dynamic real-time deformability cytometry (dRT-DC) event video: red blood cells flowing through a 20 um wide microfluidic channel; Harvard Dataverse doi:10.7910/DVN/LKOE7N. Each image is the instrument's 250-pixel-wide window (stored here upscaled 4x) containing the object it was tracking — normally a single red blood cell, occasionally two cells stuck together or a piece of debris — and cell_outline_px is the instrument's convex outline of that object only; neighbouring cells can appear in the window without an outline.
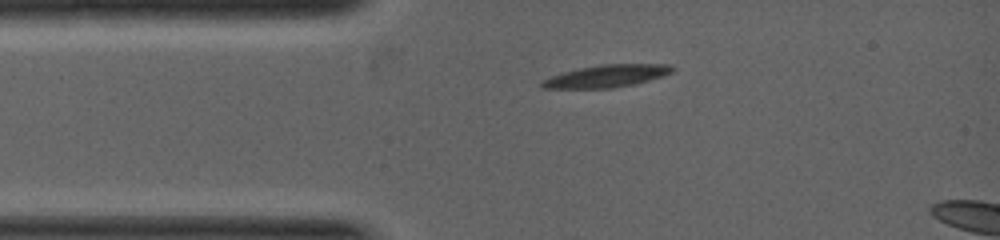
{"species": "common noctule bat (a hibernating species)", "species_latin": "Nyctalus noctula", "temperature_condition": "warm", "stored_images_in_passage": 3, "camera_frame_rate_fps": 5000, "um_per_image_px": 0.085, "animal": {"sex": "female", "body_mass_g": 19.0, "forearm_length_mm": 53.3}, "frame": {"image": 1, "passage_image": 1, "time_ms": 0.0, "image_size_px": [1000, 240], "cell_outline_px": [[676, 68], [672, 72], [664, 76], [636, 84], [612, 88], [540, 88], [540, 80], [548, 76], [580, 68], [600, 64], [672, 64]], "centroid_in_image_um": [51.58, 6.46], "position_along_channel_um": 33.4, "area_um2": 17.28}}